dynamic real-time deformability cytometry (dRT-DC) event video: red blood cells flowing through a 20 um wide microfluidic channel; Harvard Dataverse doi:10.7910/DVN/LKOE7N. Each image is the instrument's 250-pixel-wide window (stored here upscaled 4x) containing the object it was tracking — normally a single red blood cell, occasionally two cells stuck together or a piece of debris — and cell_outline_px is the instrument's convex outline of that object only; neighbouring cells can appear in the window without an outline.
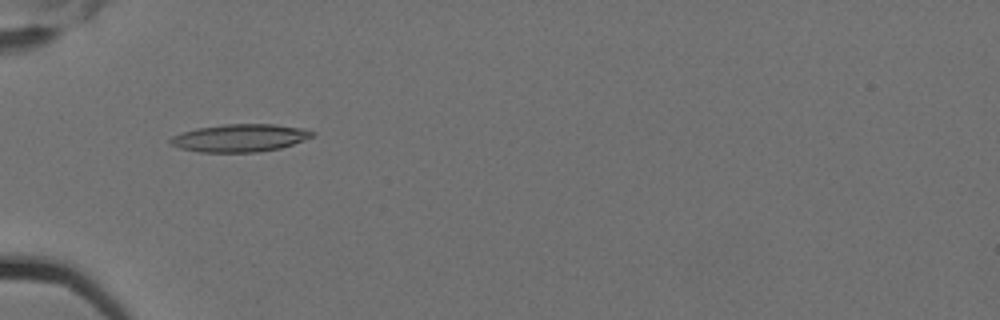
{"species": "Egyptian fruit bat (a non-hibernating species)", "species_latin": "Rousettus aegyptiacus", "temperature_condition": "cold", "stored_images_in_passage": 6, "camera_frame_rate_fps": 3000, "um_per_image_px": 0.085, "animal": {"sex": "female"}, "frame": {"image": 1, "passage_image": 5, "time_ms": 1.333, "image_size_px": [1000, 320], "cell_outline_px": [[316, 132], [312, 136], [304, 140], [280, 148], [260, 152], [200, 152], [180, 148], [172, 144], [168, 140], [172, 136], [196, 128], [224, 124], [272, 124], [304, 128]], "centroid_in_image_um": [20.4, 11.72], "position_along_channel_um": 64.6, "area_um2": 22.83}}